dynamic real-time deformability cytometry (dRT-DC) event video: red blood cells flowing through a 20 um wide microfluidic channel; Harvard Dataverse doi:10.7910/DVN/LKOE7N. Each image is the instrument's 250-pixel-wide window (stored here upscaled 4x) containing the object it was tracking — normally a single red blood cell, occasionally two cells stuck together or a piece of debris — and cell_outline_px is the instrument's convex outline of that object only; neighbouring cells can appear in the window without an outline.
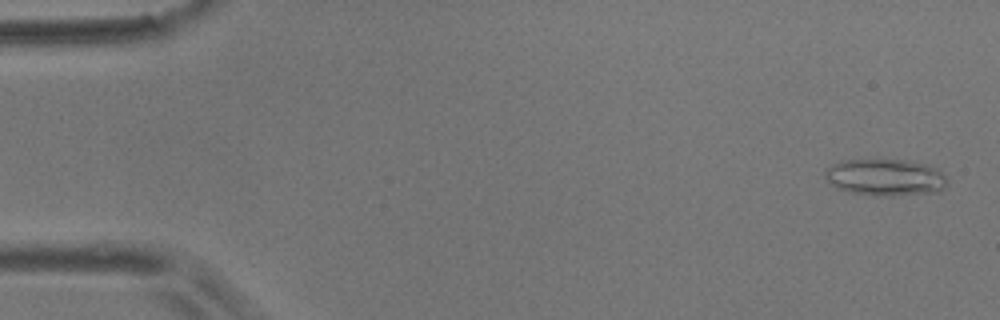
{"species": "common noctule bat (a hibernating species)", "species_latin": "Nyctalus noctula", "temperature_condition": "room temperature", "stored_images_in_passage": 5, "camera_frame_rate_fps": 3000, "um_per_image_px": 0.085, "animal": {"sex": "male", "body_mass_g": 17.9}, "frame": {"image": 1, "passage_image": 5, "time_ms": 1.333, "image_size_px": [1000, 320], "cell_outline_px": [[948, 184], [940, 192], [892, 196], [876, 196], [852, 192], [836, 188], [824, 176], [824, 172], [832, 164], [840, 160], [904, 160], [924, 164], [936, 168], [944, 176]], "centroid_in_image_um": [75.25, 15.09], "position_along_channel_um": 9.7, "area_um2": 26.18}}